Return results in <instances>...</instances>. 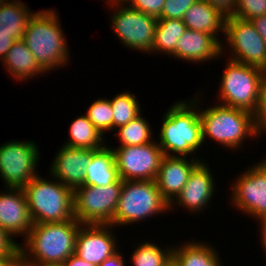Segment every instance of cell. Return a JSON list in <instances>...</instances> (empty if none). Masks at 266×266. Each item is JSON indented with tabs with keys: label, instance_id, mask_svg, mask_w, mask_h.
Returning a JSON list of instances; mask_svg holds the SVG:
<instances>
[{
	"label": "cell",
	"instance_id": "cell-9",
	"mask_svg": "<svg viewBox=\"0 0 266 266\" xmlns=\"http://www.w3.org/2000/svg\"><path fill=\"white\" fill-rule=\"evenodd\" d=\"M38 148L30 140H12L0 145V178L6 188H23L38 175Z\"/></svg>",
	"mask_w": 266,
	"mask_h": 266
},
{
	"label": "cell",
	"instance_id": "cell-48",
	"mask_svg": "<svg viewBox=\"0 0 266 266\" xmlns=\"http://www.w3.org/2000/svg\"><path fill=\"white\" fill-rule=\"evenodd\" d=\"M8 2V0H0V6L5 5Z\"/></svg>",
	"mask_w": 266,
	"mask_h": 266
},
{
	"label": "cell",
	"instance_id": "cell-4",
	"mask_svg": "<svg viewBox=\"0 0 266 266\" xmlns=\"http://www.w3.org/2000/svg\"><path fill=\"white\" fill-rule=\"evenodd\" d=\"M22 189L33 224L74 219L73 189L54 177L52 181L37 175Z\"/></svg>",
	"mask_w": 266,
	"mask_h": 266
},
{
	"label": "cell",
	"instance_id": "cell-19",
	"mask_svg": "<svg viewBox=\"0 0 266 266\" xmlns=\"http://www.w3.org/2000/svg\"><path fill=\"white\" fill-rule=\"evenodd\" d=\"M226 49L213 35L187 29L176 43L172 57L197 64L213 61L223 55Z\"/></svg>",
	"mask_w": 266,
	"mask_h": 266
},
{
	"label": "cell",
	"instance_id": "cell-47",
	"mask_svg": "<svg viewBox=\"0 0 266 266\" xmlns=\"http://www.w3.org/2000/svg\"><path fill=\"white\" fill-rule=\"evenodd\" d=\"M32 266H63L62 264L32 265Z\"/></svg>",
	"mask_w": 266,
	"mask_h": 266
},
{
	"label": "cell",
	"instance_id": "cell-20",
	"mask_svg": "<svg viewBox=\"0 0 266 266\" xmlns=\"http://www.w3.org/2000/svg\"><path fill=\"white\" fill-rule=\"evenodd\" d=\"M225 19L226 16L207 1L197 0L185 12L182 20L187 29L209 33L224 45L218 35L219 32L225 34Z\"/></svg>",
	"mask_w": 266,
	"mask_h": 266
},
{
	"label": "cell",
	"instance_id": "cell-24",
	"mask_svg": "<svg viewBox=\"0 0 266 266\" xmlns=\"http://www.w3.org/2000/svg\"><path fill=\"white\" fill-rule=\"evenodd\" d=\"M35 12L21 0L8 1L0 6V37H9L14 41L23 38L28 22Z\"/></svg>",
	"mask_w": 266,
	"mask_h": 266
},
{
	"label": "cell",
	"instance_id": "cell-43",
	"mask_svg": "<svg viewBox=\"0 0 266 266\" xmlns=\"http://www.w3.org/2000/svg\"><path fill=\"white\" fill-rule=\"evenodd\" d=\"M260 221V222H259ZM259 224L261 223V225L259 226L260 229V236H261V243H262V248L263 250H265L266 253V219H260L258 220Z\"/></svg>",
	"mask_w": 266,
	"mask_h": 266
},
{
	"label": "cell",
	"instance_id": "cell-26",
	"mask_svg": "<svg viewBox=\"0 0 266 266\" xmlns=\"http://www.w3.org/2000/svg\"><path fill=\"white\" fill-rule=\"evenodd\" d=\"M187 30L181 19L158 18L155 28L153 49L150 53L156 52L170 56L176 50V43L179 37Z\"/></svg>",
	"mask_w": 266,
	"mask_h": 266
},
{
	"label": "cell",
	"instance_id": "cell-44",
	"mask_svg": "<svg viewBox=\"0 0 266 266\" xmlns=\"http://www.w3.org/2000/svg\"><path fill=\"white\" fill-rule=\"evenodd\" d=\"M134 0H105L106 3L115 6H130Z\"/></svg>",
	"mask_w": 266,
	"mask_h": 266
},
{
	"label": "cell",
	"instance_id": "cell-1",
	"mask_svg": "<svg viewBox=\"0 0 266 266\" xmlns=\"http://www.w3.org/2000/svg\"><path fill=\"white\" fill-rule=\"evenodd\" d=\"M80 226L75 219L33 224L24 245H19L20 257L31 265L63 264L75 253Z\"/></svg>",
	"mask_w": 266,
	"mask_h": 266
},
{
	"label": "cell",
	"instance_id": "cell-11",
	"mask_svg": "<svg viewBox=\"0 0 266 266\" xmlns=\"http://www.w3.org/2000/svg\"><path fill=\"white\" fill-rule=\"evenodd\" d=\"M224 35L232 55L228 59L266 71V41L251 21L226 17Z\"/></svg>",
	"mask_w": 266,
	"mask_h": 266
},
{
	"label": "cell",
	"instance_id": "cell-33",
	"mask_svg": "<svg viewBox=\"0 0 266 266\" xmlns=\"http://www.w3.org/2000/svg\"><path fill=\"white\" fill-rule=\"evenodd\" d=\"M164 3L165 0H134L130 7L158 19L161 16Z\"/></svg>",
	"mask_w": 266,
	"mask_h": 266
},
{
	"label": "cell",
	"instance_id": "cell-23",
	"mask_svg": "<svg viewBox=\"0 0 266 266\" xmlns=\"http://www.w3.org/2000/svg\"><path fill=\"white\" fill-rule=\"evenodd\" d=\"M218 251L207 242L192 240L172 247V260L177 266H222Z\"/></svg>",
	"mask_w": 266,
	"mask_h": 266
},
{
	"label": "cell",
	"instance_id": "cell-39",
	"mask_svg": "<svg viewBox=\"0 0 266 266\" xmlns=\"http://www.w3.org/2000/svg\"><path fill=\"white\" fill-rule=\"evenodd\" d=\"M261 37L266 41V15L251 20Z\"/></svg>",
	"mask_w": 266,
	"mask_h": 266
},
{
	"label": "cell",
	"instance_id": "cell-42",
	"mask_svg": "<svg viewBox=\"0 0 266 266\" xmlns=\"http://www.w3.org/2000/svg\"><path fill=\"white\" fill-rule=\"evenodd\" d=\"M19 258L20 255L0 256V266H12Z\"/></svg>",
	"mask_w": 266,
	"mask_h": 266
},
{
	"label": "cell",
	"instance_id": "cell-5",
	"mask_svg": "<svg viewBox=\"0 0 266 266\" xmlns=\"http://www.w3.org/2000/svg\"><path fill=\"white\" fill-rule=\"evenodd\" d=\"M202 139L211 138L224 148L239 149L246 138L254 137L253 114L230 106L217 105L200 109Z\"/></svg>",
	"mask_w": 266,
	"mask_h": 266
},
{
	"label": "cell",
	"instance_id": "cell-14",
	"mask_svg": "<svg viewBox=\"0 0 266 266\" xmlns=\"http://www.w3.org/2000/svg\"><path fill=\"white\" fill-rule=\"evenodd\" d=\"M112 229V225L81 224L76 237L75 254L86 262L100 266L103 260L119 250Z\"/></svg>",
	"mask_w": 266,
	"mask_h": 266
},
{
	"label": "cell",
	"instance_id": "cell-36",
	"mask_svg": "<svg viewBox=\"0 0 266 266\" xmlns=\"http://www.w3.org/2000/svg\"><path fill=\"white\" fill-rule=\"evenodd\" d=\"M212 7L218 9L226 17L232 16L236 8L237 0H205Z\"/></svg>",
	"mask_w": 266,
	"mask_h": 266
},
{
	"label": "cell",
	"instance_id": "cell-29",
	"mask_svg": "<svg viewBox=\"0 0 266 266\" xmlns=\"http://www.w3.org/2000/svg\"><path fill=\"white\" fill-rule=\"evenodd\" d=\"M131 256L133 266H164L172 259V246L162 249L152 242L143 241Z\"/></svg>",
	"mask_w": 266,
	"mask_h": 266
},
{
	"label": "cell",
	"instance_id": "cell-18",
	"mask_svg": "<svg viewBox=\"0 0 266 266\" xmlns=\"http://www.w3.org/2000/svg\"><path fill=\"white\" fill-rule=\"evenodd\" d=\"M187 158L164 155L161 160L155 182L169 204L178 196L193 169L202 161L201 158Z\"/></svg>",
	"mask_w": 266,
	"mask_h": 266
},
{
	"label": "cell",
	"instance_id": "cell-25",
	"mask_svg": "<svg viewBox=\"0 0 266 266\" xmlns=\"http://www.w3.org/2000/svg\"><path fill=\"white\" fill-rule=\"evenodd\" d=\"M69 138L63 145L71 148L100 149L105 144L104 136L95 128L87 115L76 117L70 124Z\"/></svg>",
	"mask_w": 266,
	"mask_h": 266
},
{
	"label": "cell",
	"instance_id": "cell-7",
	"mask_svg": "<svg viewBox=\"0 0 266 266\" xmlns=\"http://www.w3.org/2000/svg\"><path fill=\"white\" fill-rule=\"evenodd\" d=\"M217 94L220 104L255 113L262 69L228 59Z\"/></svg>",
	"mask_w": 266,
	"mask_h": 266
},
{
	"label": "cell",
	"instance_id": "cell-22",
	"mask_svg": "<svg viewBox=\"0 0 266 266\" xmlns=\"http://www.w3.org/2000/svg\"><path fill=\"white\" fill-rule=\"evenodd\" d=\"M119 178L113 149L105 145L93 153L90 164L86 167L85 182L82 186L104 187Z\"/></svg>",
	"mask_w": 266,
	"mask_h": 266
},
{
	"label": "cell",
	"instance_id": "cell-35",
	"mask_svg": "<svg viewBox=\"0 0 266 266\" xmlns=\"http://www.w3.org/2000/svg\"><path fill=\"white\" fill-rule=\"evenodd\" d=\"M254 123V139L262 134H266V105H257V109L253 114Z\"/></svg>",
	"mask_w": 266,
	"mask_h": 266
},
{
	"label": "cell",
	"instance_id": "cell-41",
	"mask_svg": "<svg viewBox=\"0 0 266 266\" xmlns=\"http://www.w3.org/2000/svg\"><path fill=\"white\" fill-rule=\"evenodd\" d=\"M14 40L9 37H0V59L4 60L6 54L14 44Z\"/></svg>",
	"mask_w": 266,
	"mask_h": 266
},
{
	"label": "cell",
	"instance_id": "cell-2",
	"mask_svg": "<svg viewBox=\"0 0 266 266\" xmlns=\"http://www.w3.org/2000/svg\"><path fill=\"white\" fill-rule=\"evenodd\" d=\"M198 99L175 102L163 115L157 143L164 155L187 157L204 144Z\"/></svg>",
	"mask_w": 266,
	"mask_h": 266
},
{
	"label": "cell",
	"instance_id": "cell-21",
	"mask_svg": "<svg viewBox=\"0 0 266 266\" xmlns=\"http://www.w3.org/2000/svg\"><path fill=\"white\" fill-rule=\"evenodd\" d=\"M2 63L14 80L25 81L46 73L36 62L35 56L22 39L14 42ZM42 73V74H41Z\"/></svg>",
	"mask_w": 266,
	"mask_h": 266
},
{
	"label": "cell",
	"instance_id": "cell-6",
	"mask_svg": "<svg viewBox=\"0 0 266 266\" xmlns=\"http://www.w3.org/2000/svg\"><path fill=\"white\" fill-rule=\"evenodd\" d=\"M168 210L169 203L162 197L155 180L123 181L112 226H129Z\"/></svg>",
	"mask_w": 266,
	"mask_h": 266
},
{
	"label": "cell",
	"instance_id": "cell-12",
	"mask_svg": "<svg viewBox=\"0 0 266 266\" xmlns=\"http://www.w3.org/2000/svg\"><path fill=\"white\" fill-rule=\"evenodd\" d=\"M231 190L232 206L255 220L266 219V158L236 177Z\"/></svg>",
	"mask_w": 266,
	"mask_h": 266
},
{
	"label": "cell",
	"instance_id": "cell-34",
	"mask_svg": "<svg viewBox=\"0 0 266 266\" xmlns=\"http://www.w3.org/2000/svg\"><path fill=\"white\" fill-rule=\"evenodd\" d=\"M19 245L4 229L0 228V256L20 255Z\"/></svg>",
	"mask_w": 266,
	"mask_h": 266
},
{
	"label": "cell",
	"instance_id": "cell-17",
	"mask_svg": "<svg viewBox=\"0 0 266 266\" xmlns=\"http://www.w3.org/2000/svg\"><path fill=\"white\" fill-rule=\"evenodd\" d=\"M0 193V228L12 238L28 235L33 222L31 220L25 193L22 188H5Z\"/></svg>",
	"mask_w": 266,
	"mask_h": 266
},
{
	"label": "cell",
	"instance_id": "cell-8",
	"mask_svg": "<svg viewBox=\"0 0 266 266\" xmlns=\"http://www.w3.org/2000/svg\"><path fill=\"white\" fill-rule=\"evenodd\" d=\"M123 181L107 186H78L73 190L74 219L81 224L112 225Z\"/></svg>",
	"mask_w": 266,
	"mask_h": 266
},
{
	"label": "cell",
	"instance_id": "cell-40",
	"mask_svg": "<svg viewBox=\"0 0 266 266\" xmlns=\"http://www.w3.org/2000/svg\"><path fill=\"white\" fill-rule=\"evenodd\" d=\"M62 265L63 266H96L94 264H91L81 259L75 253L72 254L70 257H68Z\"/></svg>",
	"mask_w": 266,
	"mask_h": 266
},
{
	"label": "cell",
	"instance_id": "cell-3",
	"mask_svg": "<svg viewBox=\"0 0 266 266\" xmlns=\"http://www.w3.org/2000/svg\"><path fill=\"white\" fill-rule=\"evenodd\" d=\"M56 13L55 8L35 12L22 38L47 74L50 70L65 67L70 58L67 40Z\"/></svg>",
	"mask_w": 266,
	"mask_h": 266
},
{
	"label": "cell",
	"instance_id": "cell-30",
	"mask_svg": "<svg viewBox=\"0 0 266 266\" xmlns=\"http://www.w3.org/2000/svg\"><path fill=\"white\" fill-rule=\"evenodd\" d=\"M86 115L103 136L106 131H113V111L109 98H98L92 102Z\"/></svg>",
	"mask_w": 266,
	"mask_h": 266
},
{
	"label": "cell",
	"instance_id": "cell-46",
	"mask_svg": "<svg viewBox=\"0 0 266 266\" xmlns=\"http://www.w3.org/2000/svg\"><path fill=\"white\" fill-rule=\"evenodd\" d=\"M164 266H177L175 262L171 259L166 265Z\"/></svg>",
	"mask_w": 266,
	"mask_h": 266
},
{
	"label": "cell",
	"instance_id": "cell-15",
	"mask_svg": "<svg viewBox=\"0 0 266 266\" xmlns=\"http://www.w3.org/2000/svg\"><path fill=\"white\" fill-rule=\"evenodd\" d=\"M209 165L201 161L191 172L189 179L178 196L169 204V211L174 204L186 208L190 213L204 211L213 199L215 179Z\"/></svg>",
	"mask_w": 266,
	"mask_h": 266
},
{
	"label": "cell",
	"instance_id": "cell-10",
	"mask_svg": "<svg viewBox=\"0 0 266 266\" xmlns=\"http://www.w3.org/2000/svg\"><path fill=\"white\" fill-rule=\"evenodd\" d=\"M111 26L117 38L124 47L150 53L153 49L157 18L130 6H115L112 4ZM114 9V10H113Z\"/></svg>",
	"mask_w": 266,
	"mask_h": 266
},
{
	"label": "cell",
	"instance_id": "cell-16",
	"mask_svg": "<svg viewBox=\"0 0 266 266\" xmlns=\"http://www.w3.org/2000/svg\"><path fill=\"white\" fill-rule=\"evenodd\" d=\"M51 164L50 176L73 190L84 184L86 167L90 164L95 149L71 148L63 145Z\"/></svg>",
	"mask_w": 266,
	"mask_h": 266
},
{
	"label": "cell",
	"instance_id": "cell-37",
	"mask_svg": "<svg viewBox=\"0 0 266 266\" xmlns=\"http://www.w3.org/2000/svg\"><path fill=\"white\" fill-rule=\"evenodd\" d=\"M125 259L119 250L114 253L112 256L103 260L100 266H125Z\"/></svg>",
	"mask_w": 266,
	"mask_h": 266
},
{
	"label": "cell",
	"instance_id": "cell-32",
	"mask_svg": "<svg viewBox=\"0 0 266 266\" xmlns=\"http://www.w3.org/2000/svg\"><path fill=\"white\" fill-rule=\"evenodd\" d=\"M197 0H165L161 16L163 19H183L185 12Z\"/></svg>",
	"mask_w": 266,
	"mask_h": 266
},
{
	"label": "cell",
	"instance_id": "cell-45",
	"mask_svg": "<svg viewBox=\"0 0 266 266\" xmlns=\"http://www.w3.org/2000/svg\"><path fill=\"white\" fill-rule=\"evenodd\" d=\"M12 266H32L31 264L24 261L21 257Z\"/></svg>",
	"mask_w": 266,
	"mask_h": 266
},
{
	"label": "cell",
	"instance_id": "cell-13",
	"mask_svg": "<svg viewBox=\"0 0 266 266\" xmlns=\"http://www.w3.org/2000/svg\"><path fill=\"white\" fill-rule=\"evenodd\" d=\"M122 181L155 180L164 154L156 140L138 146L112 147Z\"/></svg>",
	"mask_w": 266,
	"mask_h": 266
},
{
	"label": "cell",
	"instance_id": "cell-28",
	"mask_svg": "<svg viewBox=\"0 0 266 266\" xmlns=\"http://www.w3.org/2000/svg\"><path fill=\"white\" fill-rule=\"evenodd\" d=\"M113 111V131L128 124L132 119L140 115L141 107L137 97L131 92H121L110 99ZM115 129V130H114Z\"/></svg>",
	"mask_w": 266,
	"mask_h": 266
},
{
	"label": "cell",
	"instance_id": "cell-38",
	"mask_svg": "<svg viewBox=\"0 0 266 266\" xmlns=\"http://www.w3.org/2000/svg\"><path fill=\"white\" fill-rule=\"evenodd\" d=\"M257 105H266V71L262 73L260 81H259L258 104Z\"/></svg>",
	"mask_w": 266,
	"mask_h": 266
},
{
	"label": "cell",
	"instance_id": "cell-31",
	"mask_svg": "<svg viewBox=\"0 0 266 266\" xmlns=\"http://www.w3.org/2000/svg\"><path fill=\"white\" fill-rule=\"evenodd\" d=\"M263 15H266V0H237L232 16L251 21Z\"/></svg>",
	"mask_w": 266,
	"mask_h": 266
},
{
	"label": "cell",
	"instance_id": "cell-27",
	"mask_svg": "<svg viewBox=\"0 0 266 266\" xmlns=\"http://www.w3.org/2000/svg\"><path fill=\"white\" fill-rule=\"evenodd\" d=\"M149 124L141 113L128 124L119 127L117 129L118 131L116 130V133H114V136L119 137V143L121 144L116 147L138 146L153 142V131H151Z\"/></svg>",
	"mask_w": 266,
	"mask_h": 266
}]
</instances>
